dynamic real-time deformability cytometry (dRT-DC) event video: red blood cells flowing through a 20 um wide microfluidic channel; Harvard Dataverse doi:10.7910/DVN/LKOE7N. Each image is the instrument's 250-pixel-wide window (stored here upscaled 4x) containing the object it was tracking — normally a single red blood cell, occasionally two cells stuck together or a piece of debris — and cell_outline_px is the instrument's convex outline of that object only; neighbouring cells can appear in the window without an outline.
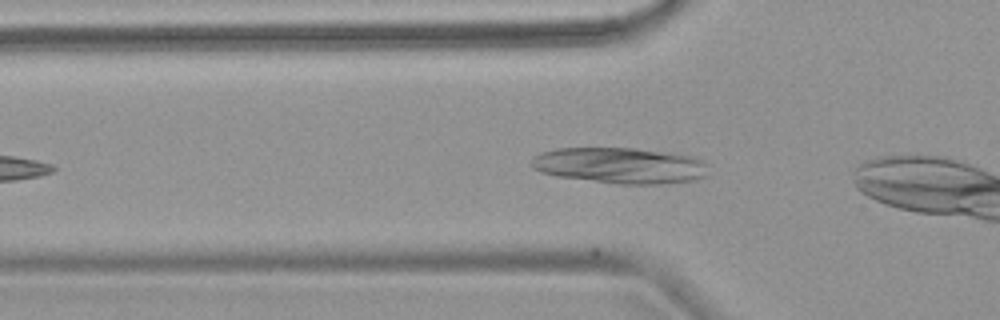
{"species": "common noctule bat (a hibernating species)", "species_latin": "Nyctalus noctula", "temperature_condition": "warm", "stored_images_in_passage": 3, "camera_frame_rate_fps": 3000, "um_per_image_px": 0.085, "animal": {"sex": "female", "body_mass_g": 18.4}, "frame": {"image": 1, "passage_image": 3, "time_ms": 2.667, "image_size_px": [1000, 320], "cell_outline_px": [[708, 164], [704, 176], [692, 180], [660, 184], [616, 184], [556, 176], [540, 172], [532, 168], [532, 156], [540, 152], [556, 148], [636, 148], [668, 152], [696, 156]], "centroid_in_image_um": [52.68, 14.06], "position_along_channel_um": 73.1, "area_um2": 37.4}}